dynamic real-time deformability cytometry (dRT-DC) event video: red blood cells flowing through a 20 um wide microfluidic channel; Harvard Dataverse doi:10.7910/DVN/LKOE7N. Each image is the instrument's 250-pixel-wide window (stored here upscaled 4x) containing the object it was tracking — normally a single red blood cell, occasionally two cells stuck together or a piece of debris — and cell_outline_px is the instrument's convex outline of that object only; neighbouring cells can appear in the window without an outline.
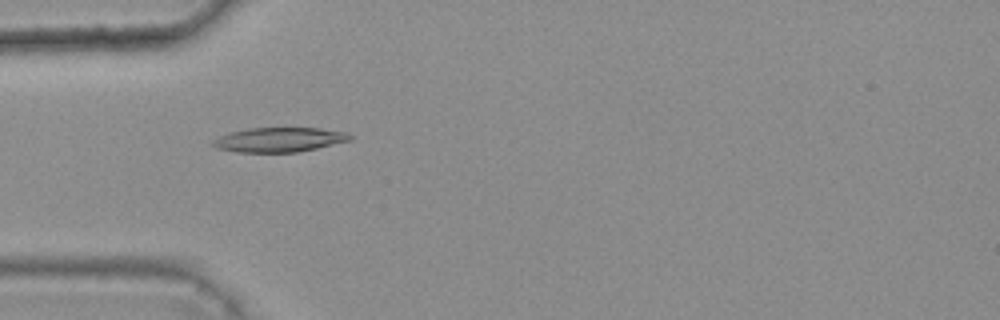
{"species": "common noctule bat (a hibernating species)", "species_latin": "Nyctalus noctula", "temperature_condition": "warm", "stored_images_in_passage": 7, "camera_frame_rate_fps": 3000, "um_per_image_px": 0.085, "animal": {"sex": "female", "body_mass_g": 25.1}, "frame": {"image": 1, "passage_image": 5, "time_ms": 1.333, "image_size_px": [1000, 320], "cell_outline_px": [[352, 140], [316, 148], [296, 152], [236, 152], [216, 148], [208, 144], [212, 140], [220, 136], [232, 132], [248, 128], [320, 128], [344, 132], [352, 136]], "centroid_in_image_um": [23.69, 11.88], "position_along_channel_um": 61.3, "area_um2": 19.54}}
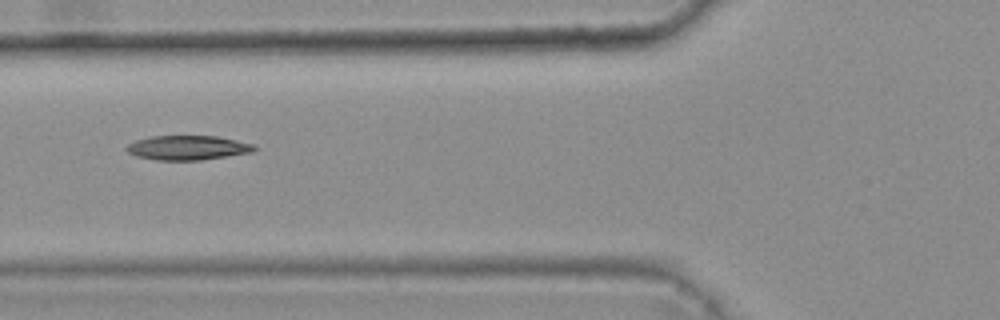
{"frame": {"image": 2, "passage_image": 6, "time_ms": 1.667, "image_size_px": [1000, 320], "cell_outline_px": [[256, 148], [252, 152], [200, 160], [156, 160], [136, 156], [128, 152], [124, 148], [128, 144], [136, 140], [152, 136], [216, 136], [256, 144]], "centroid_in_image_um": [15.94, 12.55], "position_along_channel_um": 109.9, "area_um2": 18.15}}
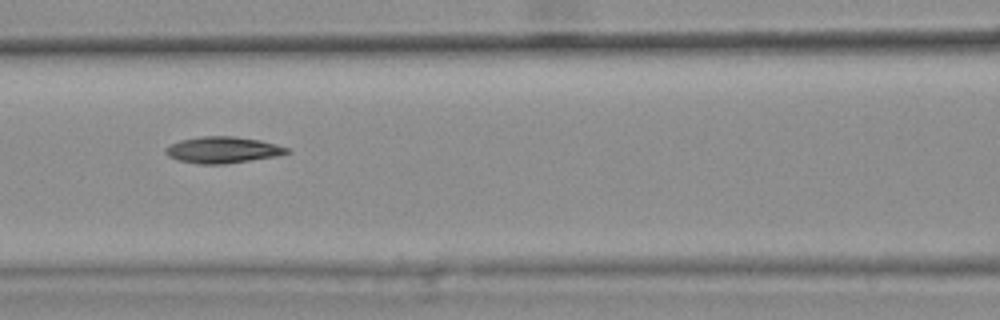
{"frame": {"image": 3, "passage_image": 7, "time_ms": 2.0, "image_size_px": [1000, 320], "cell_outline_px": [[292, 152], [276, 156], [224, 164], [200, 164], [180, 160], [168, 156], [164, 152], [164, 148], [180, 140], [200, 136], [236, 136], [260, 140], [276, 144], [288, 148]], "centroid_in_image_um": [18.94, 12.73], "position_along_channel_um": 147.7, "area_um2": 18.61}}